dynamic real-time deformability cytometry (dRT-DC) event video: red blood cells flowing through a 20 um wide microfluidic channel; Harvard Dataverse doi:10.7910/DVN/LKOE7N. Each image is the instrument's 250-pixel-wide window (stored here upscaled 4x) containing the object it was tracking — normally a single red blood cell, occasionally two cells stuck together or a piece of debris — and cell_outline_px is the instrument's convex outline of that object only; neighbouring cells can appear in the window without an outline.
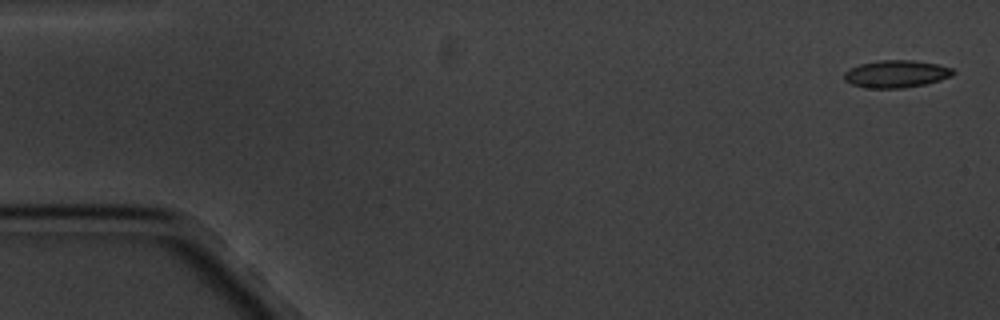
{"species": "common noctule bat (a hibernating species)", "species_latin": "Nyctalus noctula", "temperature_condition": "cold", "stored_images_in_passage": 5, "camera_frame_rate_fps": 3000, "um_per_image_px": 0.085, "animal": {"sex": "male", "body_mass_g": 20.1, "forearm_length_mm": 53.5}, "frame": {"image": 1, "passage_image": 1, "time_ms": 0.0, "image_size_px": [1000, 320], "cell_outline_px": [[956, 72], [952, 76], [940, 80], [924, 84], [904, 88], [864, 88], [852, 84], [844, 80], [844, 72], [848, 68], [860, 64], [880, 60], [912, 60], [940, 64], [952, 68]], "centroid_in_image_um": [76.18, 6.28], "position_along_channel_um": 8.8, "area_um2": 17.57}}
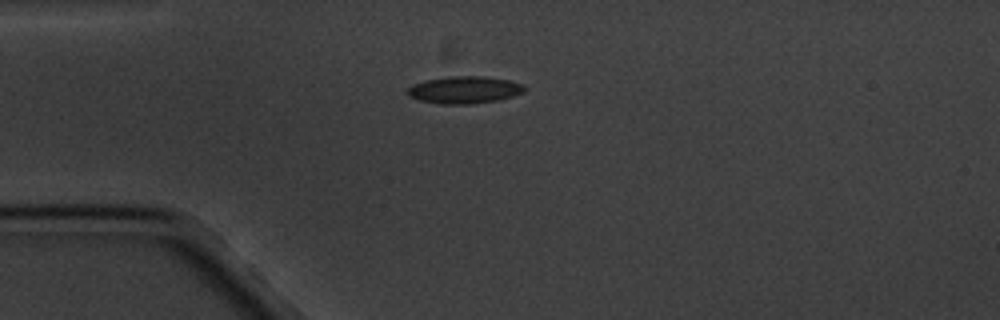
{"frame": {"image": 2, "passage_image": 4, "time_ms": 4.333, "image_size_px": [1000, 320], "cell_outline_px": [[524, 92], [512, 96], [496, 100], [468, 104], [440, 104], [420, 100], [408, 96], [408, 88], [412, 84], [424, 80], [448, 76], [484, 76], [508, 80], [524, 84]], "centroid_in_image_um": [39.45, 7.63], "position_along_channel_um": 45.6, "area_um2": 18.5}}